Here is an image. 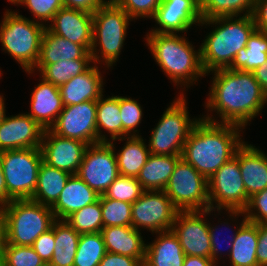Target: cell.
Returning a JSON list of instances; mask_svg holds the SVG:
<instances>
[{
	"instance_id": "24",
	"label": "cell",
	"mask_w": 267,
	"mask_h": 266,
	"mask_svg": "<svg viewBox=\"0 0 267 266\" xmlns=\"http://www.w3.org/2000/svg\"><path fill=\"white\" fill-rule=\"evenodd\" d=\"M107 252L145 260L146 243L141 232L132 226H109L101 230Z\"/></svg>"
},
{
	"instance_id": "42",
	"label": "cell",
	"mask_w": 267,
	"mask_h": 266,
	"mask_svg": "<svg viewBox=\"0 0 267 266\" xmlns=\"http://www.w3.org/2000/svg\"><path fill=\"white\" fill-rule=\"evenodd\" d=\"M226 211H228L230 220L234 219V221H236L235 219L236 218L238 219V216H240V215L244 216L243 219H242L241 224L239 223L238 227H236L237 230L236 229L234 230L235 233L232 234L231 239L229 238L230 242H227V240H226L227 238L225 239L226 242L228 243L227 246L229 247L228 248L229 250H227L228 253L225 252L226 254H224V255L229 256V254L231 252V249H232L233 241L235 240V237H236V234H237V231L247 221V218L245 217L244 210H226ZM226 224H227V227L229 229L228 221H227V223L224 222L223 225L226 226ZM208 227H209V235H210V241H211V256H210V258L217 265L218 261H219L218 259L221 260V258H223L222 257V254H223L222 248L220 247L221 244H220V241L218 239L219 235L217 233V231H220V230H218L219 229V228H217L218 226H214V225L212 226L211 223H208ZM230 231H231V229H230ZM219 244H220V246H219Z\"/></svg>"
},
{
	"instance_id": "34",
	"label": "cell",
	"mask_w": 267,
	"mask_h": 266,
	"mask_svg": "<svg viewBox=\"0 0 267 266\" xmlns=\"http://www.w3.org/2000/svg\"><path fill=\"white\" fill-rule=\"evenodd\" d=\"M92 57H82L81 59L63 60L53 64H37L36 69L32 71H25L26 73H33L35 70L41 72L40 77L45 81L52 83L55 86L68 82L72 77H76L87 71L91 65ZM90 65V66H89Z\"/></svg>"
},
{
	"instance_id": "22",
	"label": "cell",
	"mask_w": 267,
	"mask_h": 266,
	"mask_svg": "<svg viewBox=\"0 0 267 266\" xmlns=\"http://www.w3.org/2000/svg\"><path fill=\"white\" fill-rule=\"evenodd\" d=\"M103 77L97 64L59 87L64 106L97 101L103 95Z\"/></svg>"
},
{
	"instance_id": "10",
	"label": "cell",
	"mask_w": 267,
	"mask_h": 266,
	"mask_svg": "<svg viewBox=\"0 0 267 266\" xmlns=\"http://www.w3.org/2000/svg\"><path fill=\"white\" fill-rule=\"evenodd\" d=\"M179 211L209 208L208 179L181 158L163 190Z\"/></svg>"
},
{
	"instance_id": "9",
	"label": "cell",
	"mask_w": 267,
	"mask_h": 266,
	"mask_svg": "<svg viewBox=\"0 0 267 266\" xmlns=\"http://www.w3.org/2000/svg\"><path fill=\"white\" fill-rule=\"evenodd\" d=\"M0 159L8 195L13 200L31 199L43 161L40 148L2 151Z\"/></svg>"
},
{
	"instance_id": "8",
	"label": "cell",
	"mask_w": 267,
	"mask_h": 266,
	"mask_svg": "<svg viewBox=\"0 0 267 266\" xmlns=\"http://www.w3.org/2000/svg\"><path fill=\"white\" fill-rule=\"evenodd\" d=\"M175 99L151 131L148 149L152 155L182 156L188 135L199 120L197 117L189 118L187 101L183 93Z\"/></svg>"
},
{
	"instance_id": "23",
	"label": "cell",
	"mask_w": 267,
	"mask_h": 266,
	"mask_svg": "<svg viewBox=\"0 0 267 266\" xmlns=\"http://www.w3.org/2000/svg\"><path fill=\"white\" fill-rule=\"evenodd\" d=\"M99 197L100 195L77 175H71L51 209L56 220H66L74 212L96 202Z\"/></svg>"
},
{
	"instance_id": "47",
	"label": "cell",
	"mask_w": 267,
	"mask_h": 266,
	"mask_svg": "<svg viewBox=\"0 0 267 266\" xmlns=\"http://www.w3.org/2000/svg\"><path fill=\"white\" fill-rule=\"evenodd\" d=\"M98 266H143V264L137 258L107 252Z\"/></svg>"
},
{
	"instance_id": "25",
	"label": "cell",
	"mask_w": 267,
	"mask_h": 266,
	"mask_svg": "<svg viewBox=\"0 0 267 266\" xmlns=\"http://www.w3.org/2000/svg\"><path fill=\"white\" fill-rule=\"evenodd\" d=\"M152 243H146L143 266H183L185 253L172 230L156 233Z\"/></svg>"
},
{
	"instance_id": "39",
	"label": "cell",
	"mask_w": 267,
	"mask_h": 266,
	"mask_svg": "<svg viewBox=\"0 0 267 266\" xmlns=\"http://www.w3.org/2000/svg\"><path fill=\"white\" fill-rule=\"evenodd\" d=\"M144 191L136 177L119 175L107 188L103 196L133 204L141 197Z\"/></svg>"
},
{
	"instance_id": "26",
	"label": "cell",
	"mask_w": 267,
	"mask_h": 266,
	"mask_svg": "<svg viewBox=\"0 0 267 266\" xmlns=\"http://www.w3.org/2000/svg\"><path fill=\"white\" fill-rule=\"evenodd\" d=\"M82 57H92L83 45H78L45 30L37 64H53L60 60H74Z\"/></svg>"
},
{
	"instance_id": "30",
	"label": "cell",
	"mask_w": 267,
	"mask_h": 266,
	"mask_svg": "<svg viewBox=\"0 0 267 266\" xmlns=\"http://www.w3.org/2000/svg\"><path fill=\"white\" fill-rule=\"evenodd\" d=\"M258 224L246 221L237 231L229 254L230 266H258Z\"/></svg>"
},
{
	"instance_id": "11",
	"label": "cell",
	"mask_w": 267,
	"mask_h": 266,
	"mask_svg": "<svg viewBox=\"0 0 267 266\" xmlns=\"http://www.w3.org/2000/svg\"><path fill=\"white\" fill-rule=\"evenodd\" d=\"M209 208L244 210L249 197L246 194L239 161L234 156L208 179ZM223 208V209H222Z\"/></svg>"
},
{
	"instance_id": "36",
	"label": "cell",
	"mask_w": 267,
	"mask_h": 266,
	"mask_svg": "<svg viewBox=\"0 0 267 266\" xmlns=\"http://www.w3.org/2000/svg\"><path fill=\"white\" fill-rule=\"evenodd\" d=\"M106 253L101 233L81 234L73 266H98Z\"/></svg>"
},
{
	"instance_id": "4",
	"label": "cell",
	"mask_w": 267,
	"mask_h": 266,
	"mask_svg": "<svg viewBox=\"0 0 267 266\" xmlns=\"http://www.w3.org/2000/svg\"><path fill=\"white\" fill-rule=\"evenodd\" d=\"M145 39L156 63L175 85L188 88L197 83L199 77L206 76L200 47L194 50L195 46L184 35L149 32Z\"/></svg>"
},
{
	"instance_id": "19",
	"label": "cell",
	"mask_w": 267,
	"mask_h": 266,
	"mask_svg": "<svg viewBox=\"0 0 267 266\" xmlns=\"http://www.w3.org/2000/svg\"><path fill=\"white\" fill-rule=\"evenodd\" d=\"M46 29L78 45L89 52L93 41V14L72 8H61Z\"/></svg>"
},
{
	"instance_id": "5",
	"label": "cell",
	"mask_w": 267,
	"mask_h": 266,
	"mask_svg": "<svg viewBox=\"0 0 267 266\" xmlns=\"http://www.w3.org/2000/svg\"><path fill=\"white\" fill-rule=\"evenodd\" d=\"M46 25L7 10L0 23L2 51L16 60L24 71H32L37 65Z\"/></svg>"
},
{
	"instance_id": "33",
	"label": "cell",
	"mask_w": 267,
	"mask_h": 266,
	"mask_svg": "<svg viewBox=\"0 0 267 266\" xmlns=\"http://www.w3.org/2000/svg\"><path fill=\"white\" fill-rule=\"evenodd\" d=\"M267 62V32L255 30L246 47L235 55L228 69L253 72Z\"/></svg>"
},
{
	"instance_id": "54",
	"label": "cell",
	"mask_w": 267,
	"mask_h": 266,
	"mask_svg": "<svg viewBox=\"0 0 267 266\" xmlns=\"http://www.w3.org/2000/svg\"><path fill=\"white\" fill-rule=\"evenodd\" d=\"M6 245V228L3 219H0V261L3 257L4 248Z\"/></svg>"
},
{
	"instance_id": "1",
	"label": "cell",
	"mask_w": 267,
	"mask_h": 266,
	"mask_svg": "<svg viewBox=\"0 0 267 266\" xmlns=\"http://www.w3.org/2000/svg\"><path fill=\"white\" fill-rule=\"evenodd\" d=\"M214 73L209 97L205 102L208 111L219 114L215 120L206 114L202 118L215 123L237 125L245 129L248 122L262 113L267 95L255 79L253 72L222 68ZM213 118H212V117Z\"/></svg>"
},
{
	"instance_id": "18",
	"label": "cell",
	"mask_w": 267,
	"mask_h": 266,
	"mask_svg": "<svg viewBox=\"0 0 267 266\" xmlns=\"http://www.w3.org/2000/svg\"><path fill=\"white\" fill-rule=\"evenodd\" d=\"M44 129L27 113L5 116L0 123V152L40 148Z\"/></svg>"
},
{
	"instance_id": "38",
	"label": "cell",
	"mask_w": 267,
	"mask_h": 266,
	"mask_svg": "<svg viewBox=\"0 0 267 266\" xmlns=\"http://www.w3.org/2000/svg\"><path fill=\"white\" fill-rule=\"evenodd\" d=\"M103 227L132 226V204L100 195Z\"/></svg>"
},
{
	"instance_id": "32",
	"label": "cell",
	"mask_w": 267,
	"mask_h": 266,
	"mask_svg": "<svg viewBox=\"0 0 267 266\" xmlns=\"http://www.w3.org/2000/svg\"><path fill=\"white\" fill-rule=\"evenodd\" d=\"M55 247L48 266H73L80 234L65 220L53 223Z\"/></svg>"
},
{
	"instance_id": "7",
	"label": "cell",
	"mask_w": 267,
	"mask_h": 266,
	"mask_svg": "<svg viewBox=\"0 0 267 266\" xmlns=\"http://www.w3.org/2000/svg\"><path fill=\"white\" fill-rule=\"evenodd\" d=\"M1 218L6 228V243L19 246H32L56 221L51 207L31 199L12 200L2 207Z\"/></svg>"
},
{
	"instance_id": "57",
	"label": "cell",
	"mask_w": 267,
	"mask_h": 266,
	"mask_svg": "<svg viewBox=\"0 0 267 266\" xmlns=\"http://www.w3.org/2000/svg\"><path fill=\"white\" fill-rule=\"evenodd\" d=\"M1 216H2V206L0 205V219H1Z\"/></svg>"
},
{
	"instance_id": "51",
	"label": "cell",
	"mask_w": 267,
	"mask_h": 266,
	"mask_svg": "<svg viewBox=\"0 0 267 266\" xmlns=\"http://www.w3.org/2000/svg\"><path fill=\"white\" fill-rule=\"evenodd\" d=\"M183 266H217L211 258L202 256H189L184 258Z\"/></svg>"
},
{
	"instance_id": "46",
	"label": "cell",
	"mask_w": 267,
	"mask_h": 266,
	"mask_svg": "<svg viewBox=\"0 0 267 266\" xmlns=\"http://www.w3.org/2000/svg\"><path fill=\"white\" fill-rule=\"evenodd\" d=\"M55 237L52 228L42 233L32 244V248L36 251V253L40 256V258L45 262L46 265L52 259L54 247H55Z\"/></svg>"
},
{
	"instance_id": "17",
	"label": "cell",
	"mask_w": 267,
	"mask_h": 266,
	"mask_svg": "<svg viewBox=\"0 0 267 266\" xmlns=\"http://www.w3.org/2000/svg\"><path fill=\"white\" fill-rule=\"evenodd\" d=\"M153 19L159 27L150 32L186 33L202 21L200 0H161Z\"/></svg>"
},
{
	"instance_id": "49",
	"label": "cell",
	"mask_w": 267,
	"mask_h": 266,
	"mask_svg": "<svg viewBox=\"0 0 267 266\" xmlns=\"http://www.w3.org/2000/svg\"><path fill=\"white\" fill-rule=\"evenodd\" d=\"M256 257L258 266H267V224H258Z\"/></svg>"
},
{
	"instance_id": "20",
	"label": "cell",
	"mask_w": 267,
	"mask_h": 266,
	"mask_svg": "<svg viewBox=\"0 0 267 266\" xmlns=\"http://www.w3.org/2000/svg\"><path fill=\"white\" fill-rule=\"evenodd\" d=\"M239 161L247 196L267 188V155L260 149L244 142L234 155Z\"/></svg>"
},
{
	"instance_id": "35",
	"label": "cell",
	"mask_w": 267,
	"mask_h": 266,
	"mask_svg": "<svg viewBox=\"0 0 267 266\" xmlns=\"http://www.w3.org/2000/svg\"><path fill=\"white\" fill-rule=\"evenodd\" d=\"M256 0H200L202 20L252 15Z\"/></svg>"
},
{
	"instance_id": "31",
	"label": "cell",
	"mask_w": 267,
	"mask_h": 266,
	"mask_svg": "<svg viewBox=\"0 0 267 266\" xmlns=\"http://www.w3.org/2000/svg\"><path fill=\"white\" fill-rule=\"evenodd\" d=\"M102 95L97 100V135L98 143L111 142L113 140L122 138V117L119 108V96H109L104 99ZM110 134H103L102 129Z\"/></svg>"
},
{
	"instance_id": "3",
	"label": "cell",
	"mask_w": 267,
	"mask_h": 266,
	"mask_svg": "<svg viewBox=\"0 0 267 266\" xmlns=\"http://www.w3.org/2000/svg\"><path fill=\"white\" fill-rule=\"evenodd\" d=\"M200 25H215L200 46L201 64L207 75L213 70L228 68L256 30L252 15L207 19Z\"/></svg>"
},
{
	"instance_id": "28",
	"label": "cell",
	"mask_w": 267,
	"mask_h": 266,
	"mask_svg": "<svg viewBox=\"0 0 267 266\" xmlns=\"http://www.w3.org/2000/svg\"><path fill=\"white\" fill-rule=\"evenodd\" d=\"M117 140L126 141L122 149L115 152L119 175L137 178L150 155L148 145L141 135L126 136L113 141Z\"/></svg>"
},
{
	"instance_id": "41",
	"label": "cell",
	"mask_w": 267,
	"mask_h": 266,
	"mask_svg": "<svg viewBox=\"0 0 267 266\" xmlns=\"http://www.w3.org/2000/svg\"><path fill=\"white\" fill-rule=\"evenodd\" d=\"M2 261L6 266H46L32 246L6 243Z\"/></svg>"
},
{
	"instance_id": "52",
	"label": "cell",
	"mask_w": 267,
	"mask_h": 266,
	"mask_svg": "<svg viewBox=\"0 0 267 266\" xmlns=\"http://www.w3.org/2000/svg\"><path fill=\"white\" fill-rule=\"evenodd\" d=\"M253 74L255 76V79L260 84L262 90L267 95V62H265L262 66L257 67Z\"/></svg>"
},
{
	"instance_id": "13",
	"label": "cell",
	"mask_w": 267,
	"mask_h": 266,
	"mask_svg": "<svg viewBox=\"0 0 267 266\" xmlns=\"http://www.w3.org/2000/svg\"><path fill=\"white\" fill-rule=\"evenodd\" d=\"M179 210L164 191L145 190L132 204V227L153 234L171 230Z\"/></svg>"
},
{
	"instance_id": "58",
	"label": "cell",
	"mask_w": 267,
	"mask_h": 266,
	"mask_svg": "<svg viewBox=\"0 0 267 266\" xmlns=\"http://www.w3.org/2000/svg\"><path fill=\"white\" fill-rule=\"evenodd\" d=\"M0 266H6L2 260L0 261Z\"/></svg>"
},
{
	"instance_id": "29",
	"label": "cell",
	"mask_w": 267,
	"mask_h": 266,
	"mask_svg": "<svg viewBox=\"0 0 267 266\" xmlns=\"http://www.w3.org/2000/svg\"><path fill=\"white\" fill-rule=\"evenodd\" d=\"M70 176V173L51 167L42 161L39 167L36 189L31 200L52 207L58 200Z\"/></svg>"
},
{
	"instance_id": "21",
	"label": "cell",
	"mask_w": 267,
	"mask_h": 266,
	"mask_svg": "<svg viewBox=\"0 0 267 266\" xmlns=\"http://www.w3.org/2000/svg\"><path fill=\"white\" fill-rule=\"evenodd\" d=\"M31 93V116L44 130L50 129L64 108L58 86L45 81L42 77Z\"/></svg>"
},
{
	"instance_id": "55",
	"label": "cell",
	"mask_w": 267,
	"mask_h": 266,
	"mask_svg": "<svg viewBox=\"0 0 267 266\" xmlns=\"http://www.w3.org/2000/svg\"><path fill=\"white\" fill-rule=\"evenodd\" d=\"M4 96L0 94V123L4 120L6 116V107H5V101Z\"/></svg>"
},
{
	"instance_id": "56",
	"label": "cell",
	"mask_w": 267,
	"mask_h": 266,
	"mask_svg": "<svg viewBox=\"0 0 267 266\" xmlns=\"http://www.w3.org/2000/svg\"><path fill=\"white\" fill-rule=\"evenodd\" d=\"M8 2L17 5L20 0H7Z\"/></svg>"
},
{
	"instance_id": "6",
	"label": "cell",
	"mask_w": 267,
	"mask_h": 266,
	"mask_svg": "<svg viewBox=\"0 0 267 266\" xmlns=\"http://www.w3.org/2000/svg\"><path fill=\"white\" fill-rule=\"evenodd\" d=\"M131 19L113 0L106 1L93 13V41L90 49L93 64L102 61L105 67L111 68L116 63Z\"/></svg>"
},
{
	"instance_id": "14",
	"label": "cell",
	"mask_w": 267,
	"mask_h": 266,
	"mask_svg": "<svg viewBox=\"0 0 267 266\" xmlns=\"http://www.w3.org/2000/svg\"><path fill=\"white\" fill-rule=\"evenodd\" d=\"M97 101H85L64 106L50 130L64 138L76 139L89 145L98 143Z\"/></svg>"
},
{
	"instance_id": "44",
	"label": "cell",
	"mask_w": 267,
	"mask_h": 266,
	"mask_svg": "<svg viewBox=\"0 0 267 266\" xmlns=\"http://www.w3.org/2000/svg\"><path fill=\"white\" fill-rule=\"evenodd\" d=\"M132 20L137 18L152 19L160 6L161 0H113Z\"/></svg>"
},
{
	"instance_id": "2",
	"label": "cell",
	"mask_w": 267,
	"mask_h": 266,
	"mask_svg": "<svg viewBox=\"0 0 267 266\" xmlns=\"http://www.w3.org/2000/svg\"><path fill=\"white\" fill-rule=\"evenodd\" d=\"M237 125L199 118L184 144L182 158L209 179L244 143Z\"/></svg>"
},
{
	"instance_id": "27",
	"label": "cell",
	"mask_w": 267,
	"mask_h": 266,
	"mask_svg": "<svg viewBox=\"0 0 267 266\" xmlns=\"http://www.w3.org/2000/svg\"><path fill=\"white\" fill-rule=\"evenodd\" d=\"M182 156L150 154L137 176L144 190L163 191Z\"/></svg>"
},
{
	"instance_id": "53",
	"label": "cell",
	"mask_w": 267,
	"mask_h": 266,
	"mask_svg": "<svg viewBox=\"0 0 267 266\" xmlns=\"http://www.w3.org/2000/svg\"><path fill=\"white\" fill-rule=\"evenodd\" d=\"M13 199L7 193V187L5 178L2 170L1 159H0V205L3 207L10 203Z\"/></svg>"
},
{
	"instance_id": "37",
	"label": "cell",
	"mask_w": 267,
	"mask_h": 266,
	"mask_svg": "<svg viewBox=\"0 0 267 266\" xmlns=\"http://www.w3.org/2000/svg\"><path fill=\"white\" fill-rule=\"evenodd\" d=\"M65 221L80 235L100 233L103 228L100 197L96 202L71 214Z\"/></svg>"
},
{
	"instance_id": "40",
	"label": "cell",
	"mask_w": 267,
	"mask_h": 266,
	"mask_svg": "<svg viewBox=\"0 0 267 266\" xmlns=\"http://www.w3.org/2000/svg\"><path fill=\"white\" fill-rule=\"evenodd\" d=\"M119 108L122 117V138L126 136H139L140 131L137 127L144 115L140 103L135 99L119 96Z\"/></svg>"
},
{
	"instance_id": "48",
	"label": "cell",
	"mask_w": 267,
	"mask_h": 266,
	"mask_svg": "<svg viewBox=\"0 0 267 266\" xmlns=\"http://www.w3.org/2000/svg\"><path fill=\"white\" fill-rule=\"evenodd\" d=\"M106 0H62L63 6L93 14Z\"/></svg>"
},
{
	"instance_id": "43",
	"label": "cell",
	"mask_w": 267,
	"mask_h": 266,
	"mask_svg": "<svg viewBox=\"0 0 267 266\" xmlns=\"http://www.w3.org/2000/svg\"><path fill=\"white\" fill-rule=\"evenodd\" d=\"M22 4L35 16L34 21L43 25L46 21L51 22L54 15L64 7L62 0H20L18 5Z\"/></svg>"
},
{
	"instance_id": "45",
	"label": "cell",
	"mask_w": 267,
	"mask_h": 266,
	"mask_svg": "<svg viewBox=\"0 0 267 266\" xmlns=\"http://www.w3.org/2000/svg\"><path fill=\"white\" fill-rule=\"evenodd\" d=\"M244 214L251 223L267 224V188L249 198Z\"/></svg>"
},
{
	"instance_id": "12",
	"label": "cell",
	"mask_w": 267,
	"mask_h": 266,
	"mask_svg": "<svg viewBox=\"0 0 267 266\" xmlns=\"http://www.w3.org/2000/svg\"><path fill=\"white\" fill-rule=\"evenodd\" d=\"M114 142L89 145L76 175L99 195L119 176Z\"/></svg>"
},
{
	"instance_id": "50",
	"label": "cell",
	"mask_w": 267,
	"mask_h": 266,
	"mask_svg": "<svg viewBox=\"0 0 267 266\" xmlns=\"http://www.w3.org/2000/svg\"><path fill=\"white\" fill-rule=\"evenodd\" d=\"M253 19L255 22L256 30L267 32V0H256Z\"/></svg>"
},
{
	"instance_id": "15",
	"label": "cell",
	"mask_w": 267,
	"mask_h": 266,
	"mask_svg": "<svg viewBox=\"0 0 267 266\" xmlns=\"http://www.w3.org/2000/svg\"><path fill=\"white\" fill-rule=\"evenodd\" d=\"M211 211L215 210L208 208L204 211L177 213L171 230L179 239L185 255L210 258L211 241L206 216H210Z\"/></svg>"
},
{
	"instance_id": "16",
	"label": "cell",
	"mask_w": 267,
	"mask_h": 266,
	"mask_svg": "<svg viewBox=\"0 0 267 266\" xmlns=\"http://www.w3.org/2000/svg\"><path fill=\"white\" fill-rule=\"evenodd\" d=\"M88 146L85 142L61 137L48 129L43 132L40 150L44 163L76 175Z\"/></svg>"
}]
</instances>
